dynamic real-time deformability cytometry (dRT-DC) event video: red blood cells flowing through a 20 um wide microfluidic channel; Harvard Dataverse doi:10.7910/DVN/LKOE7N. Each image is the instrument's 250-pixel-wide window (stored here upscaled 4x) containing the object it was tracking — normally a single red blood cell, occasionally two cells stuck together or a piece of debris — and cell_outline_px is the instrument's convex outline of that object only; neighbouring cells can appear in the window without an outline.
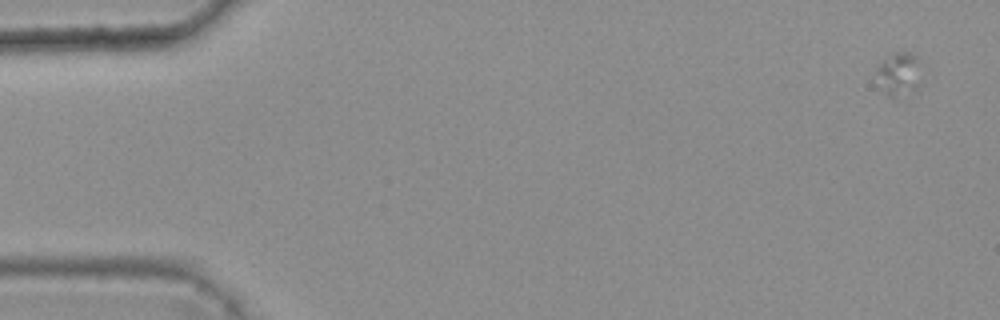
{"species": "common noctule bat (a hibernating species)", "species_latin": "Nyctalus noctula", "temperature_condition": "warm", "stored_images_in_passage": 5, "camera_frame_rate_fps": 3000, "um_per_image_px": 0.085, "animal": {"sex": "female", "body_mass_g": 25.1}, "frame": {"image": 1, "passage_image": 1, "time_ms": 0.0, "image_size_px": [1000, 320], "cell_outline_px": [[920, 88], [896, 100], [888, 96], [876, 72], [876, 68], [880, 60], [884, 56], [892, 52], [912, 52], [916, 56], [920, 84]], "centroid_in_image_um": [76.4, 6.29], "position_along_channel_um": 8.6, "area_um2": 11.5}}